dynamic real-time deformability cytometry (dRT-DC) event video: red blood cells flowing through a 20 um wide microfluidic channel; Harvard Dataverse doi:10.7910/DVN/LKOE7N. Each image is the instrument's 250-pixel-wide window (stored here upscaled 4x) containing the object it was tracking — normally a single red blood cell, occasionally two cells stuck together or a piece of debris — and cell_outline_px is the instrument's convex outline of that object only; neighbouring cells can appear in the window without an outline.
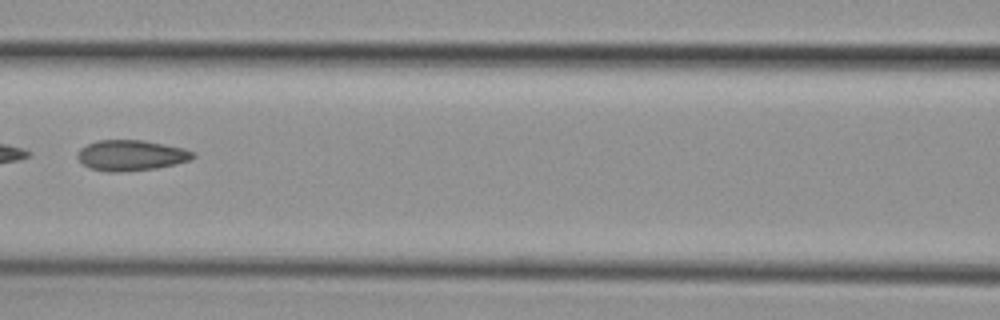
{"species": "common noctule bat (a hibernating species)", "species_latin": "Nyctalus noctula", "temperature_condition": "cold", "stored_images_in_passage": 3, "camera_frame_rate_fps": 3000, "um_per_image_px": 0.085, "animal": {"sex": "female", "body_mass_g": 29.2, "forearm_length_mm": 56.3}, "frame": {"image": 1, "passage_image": 3, "time_ms": 2.667, "image_size_px": [1000, 320], "cell_outline_px": [[196, 156], [192, 160], [176, 164], [156, 168], [120, 172], [108, 172], [88, 168], [76, 156], [76, 152], [80, 148], [96, 140], [144, 140], [184, 148], [196, 152]], "centroid_in_image_um": [11.16, 13.2], "position_along_channel_um": 155.4, "area_um2": 20.87}}